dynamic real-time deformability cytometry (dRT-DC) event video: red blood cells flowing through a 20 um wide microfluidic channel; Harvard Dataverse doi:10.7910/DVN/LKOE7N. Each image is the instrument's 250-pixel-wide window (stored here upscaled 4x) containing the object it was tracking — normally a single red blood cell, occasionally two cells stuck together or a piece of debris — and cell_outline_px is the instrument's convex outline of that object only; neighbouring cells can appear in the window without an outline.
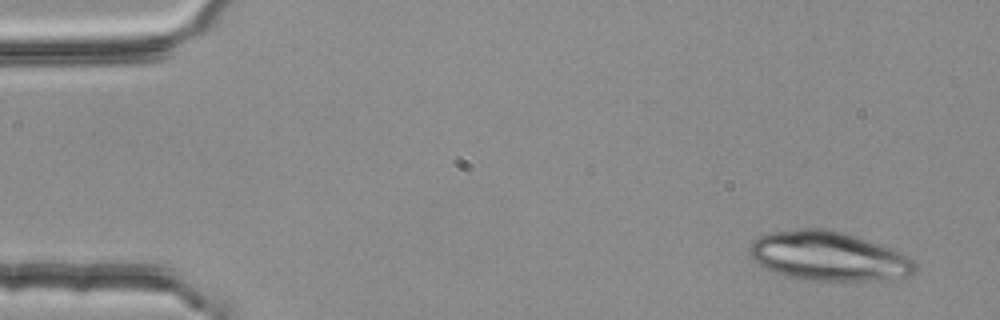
{"species": "common noctule bat (a hibernating species)", "species_latin": "Nyctalus noctula", "temperature_condition": "room temperature", "stored_images_in_passage": 3, "camera_frame_rate_fps": 3000, "um_per_image_px": 0.085, "animal": {"sex": "female", "body_mass_g": 25.1}, "frame": {"image": 1, "passage_image": 1, "time_ms": 0.0, "image_size_px": [1000, 320], "cell_outline_px": [[916, 272], [908, 276], [888, 280], [820, 280], [788, 276], [764, 268], [756, 264], [752, 260], [748, 252], [748, 248], [752, 240], [760, 236], [772, 232], [800, 228], [828, 228], [856, 236], [868, 240], [908, 256], [916, 260]], "centroid_in_image_um": [70.41, 21.76], "position_along_channel_um": 14.6, "area_um2": 47.45}}